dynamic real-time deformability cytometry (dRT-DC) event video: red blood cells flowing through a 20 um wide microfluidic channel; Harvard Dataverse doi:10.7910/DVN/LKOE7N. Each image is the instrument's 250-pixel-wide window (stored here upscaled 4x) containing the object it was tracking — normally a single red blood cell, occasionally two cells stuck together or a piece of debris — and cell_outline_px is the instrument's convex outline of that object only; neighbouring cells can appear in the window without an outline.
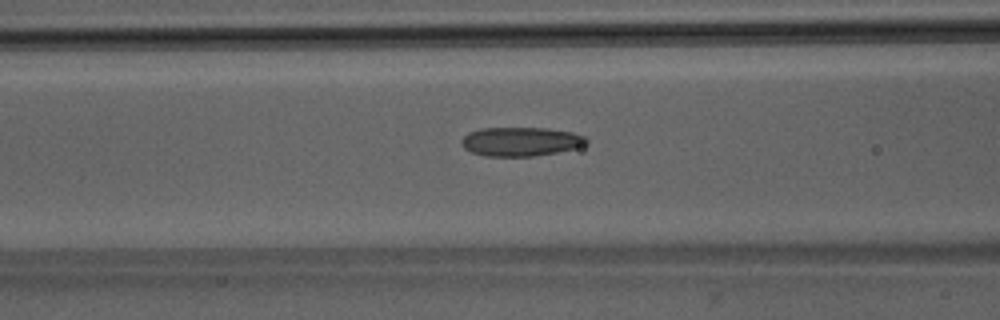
{"species": "Egyptian fruit bat (a non-hibernating species)", "species_latin": "Rousettus aegyptiacus", "temperature_condition": "room temperature", "stored_images_in_passage": 24, "camera_frame_rate_fps": 3000, "um_per_image_px": 0.085, "animal": {"sex": "male"}, "frame": {"image": 1, "passage_image": 10, "time_ms": 3.0, "image_size_px": [1000, 320], "cell_outline_px": [[588, 140], [584, 144], [572, 148], [556, 152], [532, 156], [484, 156], [472, 152], [464, 148], [460, 140], [468, 132], [480, 128], [548, 128], [572, 132], [584, 136]], "centroid_in_image_um": [44.2, 12.02], "position_along_channel_um": 122.4, "area_um2": 20.92}}